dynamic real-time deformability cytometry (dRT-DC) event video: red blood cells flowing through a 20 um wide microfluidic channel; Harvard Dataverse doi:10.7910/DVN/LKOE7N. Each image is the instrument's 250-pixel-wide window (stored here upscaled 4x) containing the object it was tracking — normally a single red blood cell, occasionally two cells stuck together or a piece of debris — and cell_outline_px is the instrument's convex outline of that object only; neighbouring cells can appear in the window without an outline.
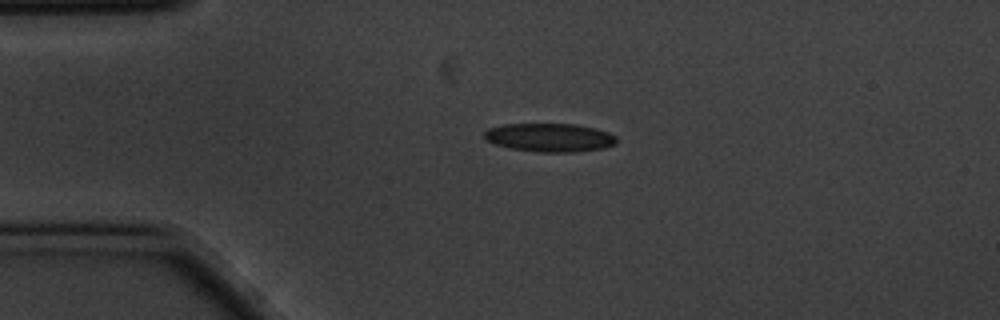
{"species": "common noctule bat (a hibernating species)", "species_latin": "Nyctalus noctula", "temperature_condition": "cold", "stored_images_in_passage": 56, "camera_frame_rate_fps": 3000, "um_per_image_px": 0.085, "animal": {"sex": "male", "body_mass_g": 20.1, "forearm_length_mm": 53.5}, "frame": {"image": 1, "passage_image": 12, "time_ms": 3.667, "image_size_px": [1000, 320], "cell_outline_px": [[616, 144], [604, 148], [576, 152], [540, 152], [508, 148], [484, 140], [484, 132], [488, 128], [504, 124], [576, 124], [596, 128], [608, 132], [616, 136]], "centroid_in_image_um": [46.72, 11.69], "position_along_channel_um": 38.3, "area_um2": 22.14}}
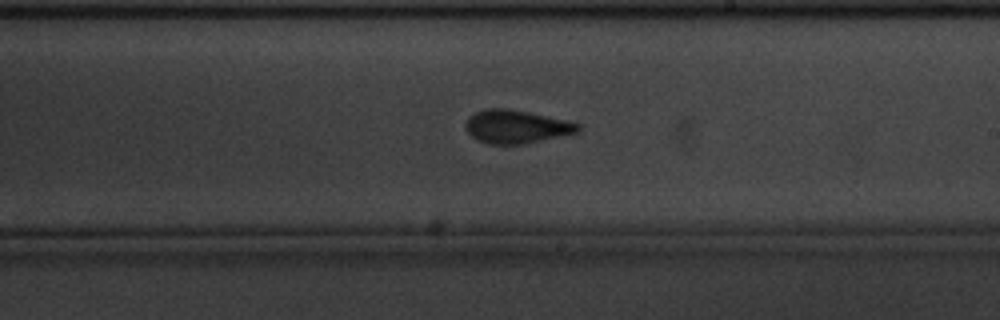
{"frame": {"image": 2, "passage_image": 32, "time_ms": 10.333, "image_size_px": [1000, 320], "cell_outline_px": [[580, 128], [576, 132], [524, 144], [492, 144], [476, 140], [464, 128], [464, 124], [468, 116], [484, 108], [508, 108], [528, 112], [564, 120], [580, 124]], "centroid_in_image_um": [43.8, 10.76], "position_along_channel_um": 245.2, "area_um2": 21.62}}
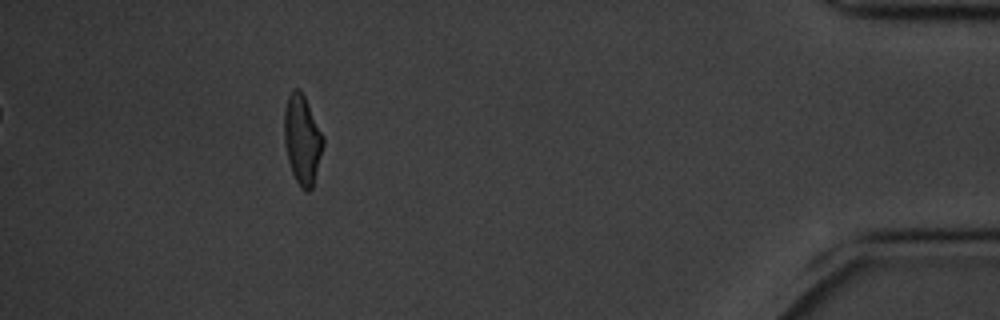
{"frame": {"image": 3, "passage_image": 51, "time_ms": 16.667, "image_size_px": [1000, 320], "cell_outline_px": [[324, 144], [312, 188], [308, 192], [304, 192], [300, 188], [292, 172], [288, 160], [284, 140], [284, 112], [288, 96], [292, 88], [300, 88], [324, 136]], "centroid_in_image_um": [25.69, 11.86], "position_along_channel_um": 409.5, "area_um2": 20.29}, "authors_computed_cell_mechanics": {"area_um2": 21.1837, "velocity_mm_per_s": 3.4983, "shape_relaxation_time_tau1_ms": 3.8865, "shape_relaxation_time_tau2_ms": 1.6655, "deformation_change_tau1": 0.1391, "deformation_change_tau2": 0.0821}}